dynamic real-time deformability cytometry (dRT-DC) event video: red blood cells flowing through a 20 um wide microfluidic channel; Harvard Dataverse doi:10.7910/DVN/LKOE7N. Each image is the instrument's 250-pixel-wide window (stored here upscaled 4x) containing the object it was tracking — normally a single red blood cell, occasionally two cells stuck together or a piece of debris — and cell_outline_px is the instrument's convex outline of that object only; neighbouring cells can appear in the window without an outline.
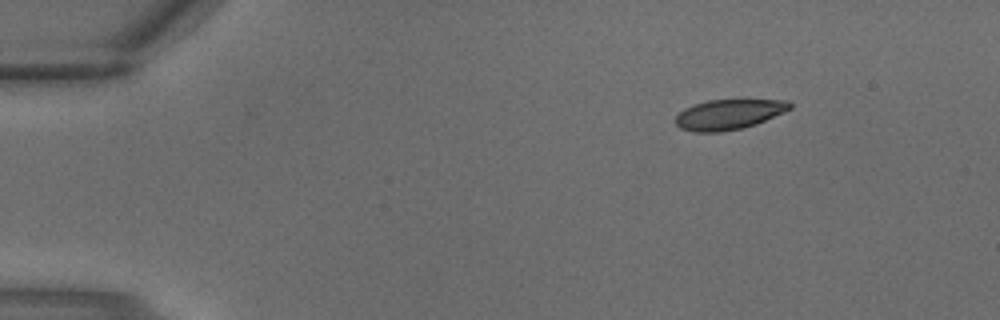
{"species": "common noctule bat (a hibernating species)", "species_latin": "Nyctalus noctula", "temperature_condition": "warm", "stored_images_in_passage": 2, "camera_frame_rate_fps": 3000, "um_per_image_px": 0.085, "animal": {"sex": "male", "body_mass_g": 18.8}, "frame": {"image": 1, "passage_image": 1, "time_ms": 0.0, "image_size_px": [1000, 320], "cell_outline_px": [[792, 108], [784, 112], [756, 124], [744, 128], [720, 132], [692, 132], [680, 128], [676, 124], [676, 116], [684, 108], [708, 100], [788, 100], [792, 104]], "centroid_in_image_um": [61.95, 9.73], "position_along_channel_um": 23.0, "area_um2": 20.06}}
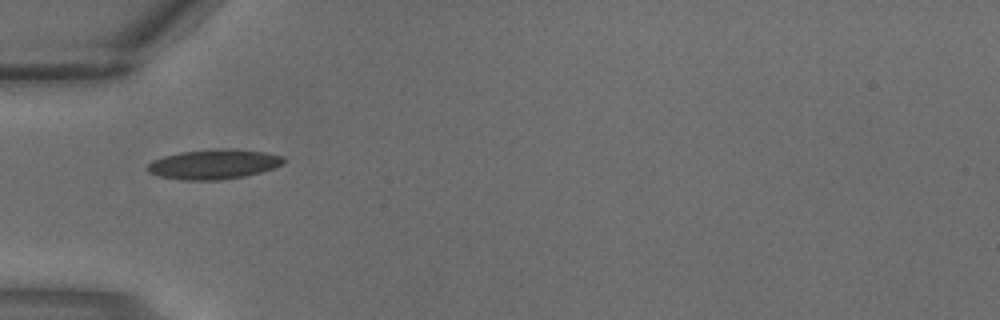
{"frame": {"image": 2, "passage_image": 2, "time_ms": 0.333, "image_size_px": [1000, 320], "cell_outline_px": [[288, 160], [284, 164], [276, 168], [244, 176], [220, 180], [180, 180], [160, 176], [148, 172], [144, 168], [152, 160], [164, 156], [180, 152], [212, 148], [236, 148], [264, 152], [284, 156]], "centroid_in_image_um": [18.2, 13.94], "position_along_channel_um": 66.8, "area_um2": 24.16}}